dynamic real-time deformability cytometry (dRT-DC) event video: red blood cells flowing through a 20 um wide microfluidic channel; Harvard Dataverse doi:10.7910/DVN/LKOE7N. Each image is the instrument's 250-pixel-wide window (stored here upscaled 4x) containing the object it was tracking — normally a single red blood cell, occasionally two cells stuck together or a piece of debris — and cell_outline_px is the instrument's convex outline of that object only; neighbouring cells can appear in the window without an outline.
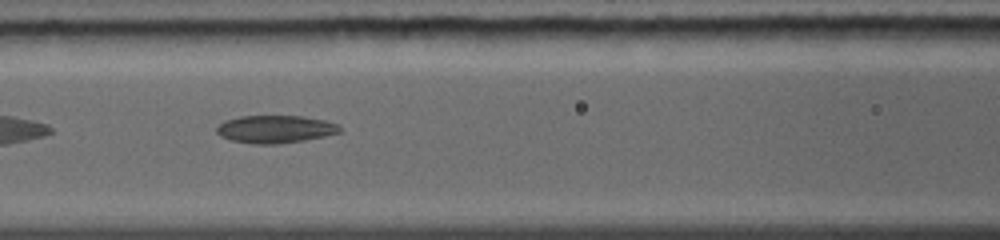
{"species": "common noctule bat (a hibernating species)", "species_latin": "Nyctalus noctula", "temperature_condition": "warm", "stored_images_in_passage": 31, "camera_frame_rate_fps": 5000, "um_per_image_px": 0.085, "animal": {"sex": "female", "body_mass_g": 19.0, "forearm_length_mm": 56.7}, "frame": {"image": 1, "passage_image": 6, "time_ms": 2.6, "image_size_px": [1000, 240], "cell_outline_px": [[340, 132], [324, 136], [304, 140], [280, 144], [252, 144], [232, 140], [220, 136], [216, 132], [216, 128], [224, 120], [240, 116], [304, 116], [324, 120], [340, 124]], "centroid_in_image_um": [23.39, 10.98], "position_along_channel_um": 143.2, "area_um2": 19.94}}
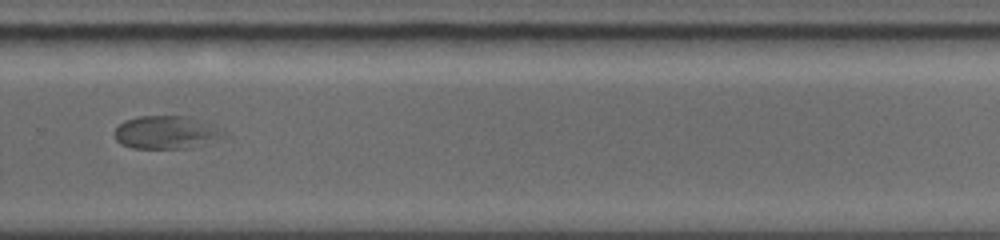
{"frame": {"image": 2, "passage_image": 17, "time_ms": 6.6, "image_size_px": [1000, 240], "cell_outline_px": [[216, 132], [188, 148], [132, 148], [120, 144], [116, 140], [116, 128], [124, 120], [140, 116], [184, 116], [200, 120]], "centroid_in_image_um": [13.77, 11.23], "position_along_channel_um": 316.0, "area_um2": 19.07}}
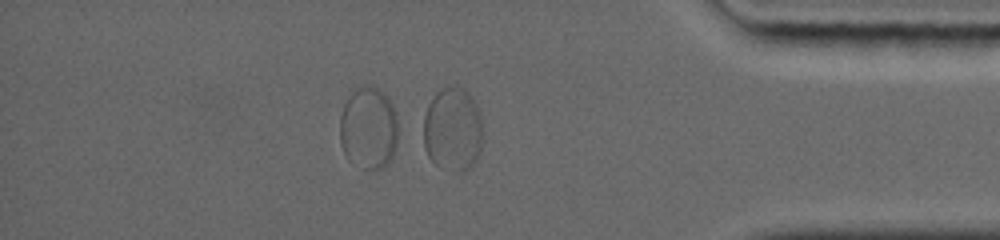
{"frame": {"image": 3, "passage_image": 24, "time_ms": 9.0, "image_size_px": [1000, 240], "cell_outline_px": [[484, 140], [480, 152], [476, 160], [464, 172], [456, 172], [440, 168], [428, 156], [424, 148], [424, 116], [428, 104], [436, 92], [444, 88], [460, 88], [468, 92], [476, 104], [480, 116]], "centroid_in_image_um": [38.5, 11.05], "position_along_channel_um": 396.7, "area_um2": 29.19}}